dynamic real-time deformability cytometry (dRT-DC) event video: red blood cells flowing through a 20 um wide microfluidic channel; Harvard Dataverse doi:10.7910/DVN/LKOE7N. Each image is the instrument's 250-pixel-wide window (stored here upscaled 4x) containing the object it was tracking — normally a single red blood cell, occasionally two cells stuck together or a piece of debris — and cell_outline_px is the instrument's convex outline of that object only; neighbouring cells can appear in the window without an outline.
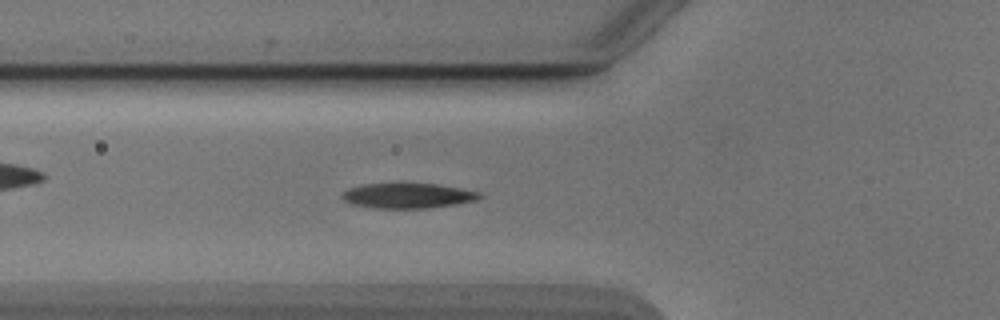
{"species": "Egyptian fruit bat (a non-hibernating species)", "species_latin": "Rousettus aegyptiacus", "temperature_condition": "cold", "stored_images_in_passage": 52, "camera_frame_rate_fps": 3000, "um_per_image_px": 0.085, "animal": {"sex": "male"}, "frame": {"image": 1, "passage_image": 17, "time_ms": 5.333, "image_size_px": [1000, 320], "cell_outline_px": [[484, 196], [476, 200], [456, 204], [428, 208], [372, 208], [352, 204], [344, 200], [340, 196], [348, 188], [364, 184], [436, 184], [460, 188], [480, 192]], "centroid_in_image_um": [34.67, 16.64], "position_along_channel_um": 91.1, "area_um2": 20.0}}
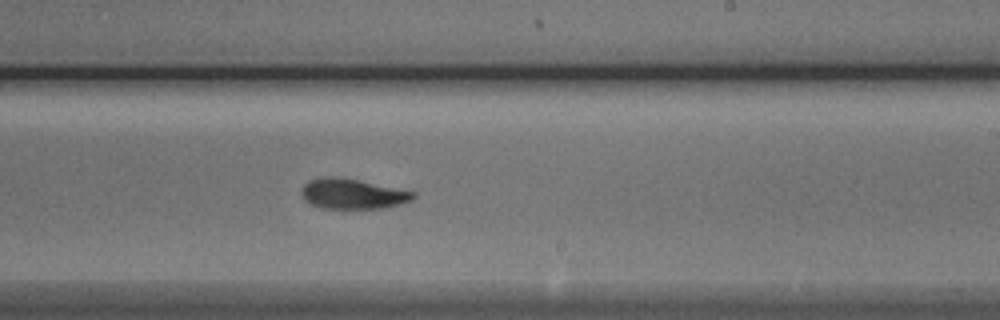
{"frame": {"image": 2, "passage_image": 30, "time_ms": 9.667, "image_size_px": [1000, 320], "cell_outline_px": [[416, 196], [412, 200], [388, 208], [320, 208], [308, 204], [304, 200], [300, 192], [304, 184], [308, 180], [324, 176], [336, 176], [360, 180], [416, 192]], "centroid_in_image_um": [29.94, 16.47], "position_along_channel_um": 259.1, "area_um2": 20.0}}
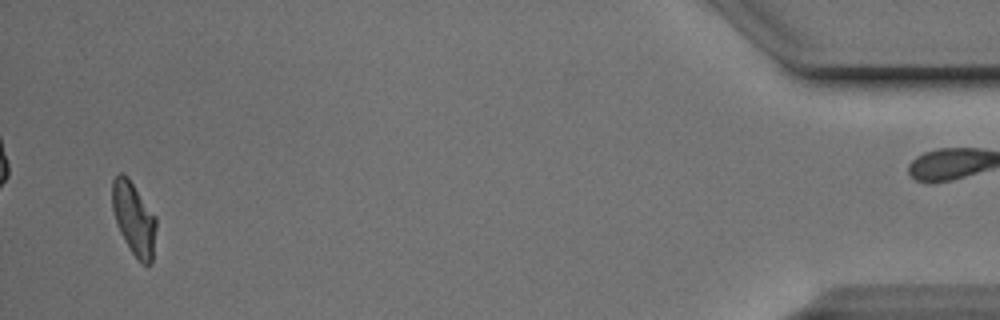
{"frame": {"image": 3, "passage_image": 49, "time_ms": 16.0, "image_size_px": [1000, 320], "cell_outline_px": [[156, 228], [152, 264], [148, 268], [132, 252], [124, 240], [116, 224], [112, 208], [112, 180], [120, 172], [128, 176], [156, 216]], "centroid_in_image_um": [11.38, 18.57], "position_along_channel_um": 423.8, "area_um2": 18.84}, "authors_computed_cell_mechanics": {"area_um2": 19.7098, "velocity_mm_per_s": 3.8663, "shape_relaxation_time_tau1_ms": 3.2034, "shape_relaxation_time_tau2_ms": 4.9984, "deformation_change_tau1": 0.151, "deformation_change_tau2": 0.1063}}